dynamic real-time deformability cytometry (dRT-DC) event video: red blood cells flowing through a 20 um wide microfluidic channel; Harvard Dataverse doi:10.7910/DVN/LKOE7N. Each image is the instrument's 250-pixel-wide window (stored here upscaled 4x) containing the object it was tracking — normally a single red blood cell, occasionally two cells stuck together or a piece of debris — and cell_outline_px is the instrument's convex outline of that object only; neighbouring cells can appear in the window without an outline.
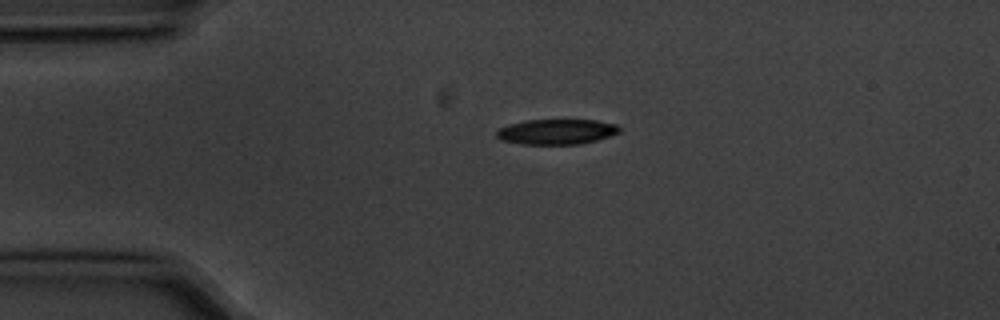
{"species": "common noctule bat (a hibernating species)", "species_latin": "Nyctalus noctula", "temperature_condition": "cold", "stored_images_in_passage": 2, "camera_frame_rate_fps": 3000, "um_per_image_px": 0.085, "animal": {"sex": "male", "body_mass_g": 20.1, "forearm_length_mm": 53.5}, "frame": {"image": 1, "passage_image": 1, "time_ms": 0.0, "image_size_px": [1000, 320], "cell_outline_px": [[620, 132], [596, 140], [580, 144], [520, 144], [500, 140], [496, 136], [496, 132], [500, 128], [508, 124], [528, 120], [596, 120], [616, 124], [620, 128]], "centroid_in_image_um": [47.28, 11.2], "position_along_channel_um": 37.7, "area_um2": 18.03}}